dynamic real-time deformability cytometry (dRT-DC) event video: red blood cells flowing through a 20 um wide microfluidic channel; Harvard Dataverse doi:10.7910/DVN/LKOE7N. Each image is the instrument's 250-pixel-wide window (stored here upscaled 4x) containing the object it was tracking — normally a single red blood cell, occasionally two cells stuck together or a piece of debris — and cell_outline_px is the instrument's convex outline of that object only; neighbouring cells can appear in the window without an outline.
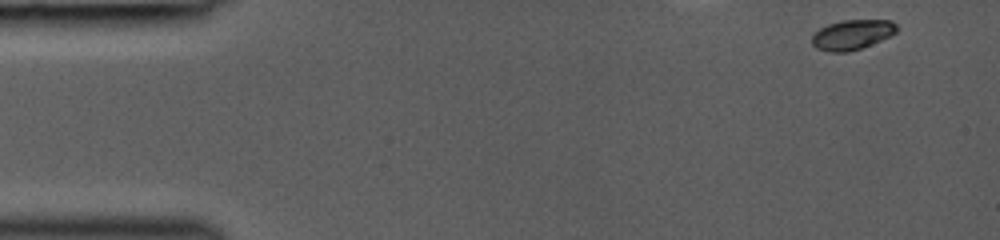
{"species": "common noctule bat (a hibernating species)", "species_latin": "Nyctalus noctula", "temperature_condition": "room temperature", "stored_images_in_passage": 12, "camera_frame_rate_fps": 3000, "um_per_image_px": 0.085, "animal": {"sex": "female", "body_mass_g": 19.0, "forearm_length_mm": 53.3}, "frame": {"image": 1, "passage_image": 1, "time_ms": 0.0, "image_size_px": [1000, 240], "cell_outline_px": [[896, 32], [880, 40], [860, 48], [848, 52], [828, 52], [816, 48], [812, 44], [812, 36], [820, 28], [828, 24], [840, 20], [892, 20], [896, 24]], "centroid_in_image_um": [72.4, 2.94], "position_along_channel_um": 12.6, "area_um2": 14.62}}
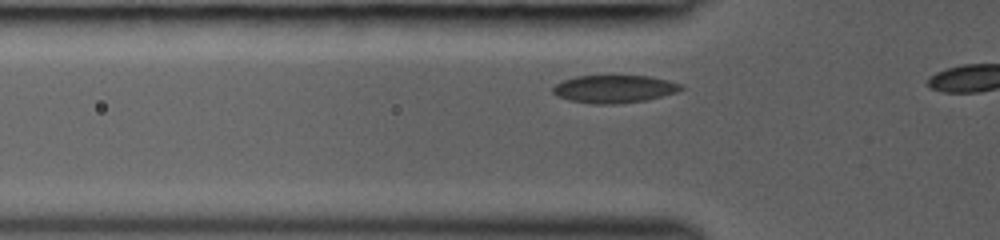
{"frame": {"image": 2, "passage_image": 10, "time_ms": 3.0, "image_size_px": [1000, 240], "cell_outline_px": [[684, 88], [676, 92], [644, 100], [612, 104], [592, 104], [568, 100], [556, 96], [552, 92], [552, 88], [556, 84], [564, 80], [576, 76], [648, 76], [668, 80], [684, 84]], "centroid_in_image_um": [52.19, 7.56], "position_along_channel_um": 73.6, "area_um2": 20.63}}